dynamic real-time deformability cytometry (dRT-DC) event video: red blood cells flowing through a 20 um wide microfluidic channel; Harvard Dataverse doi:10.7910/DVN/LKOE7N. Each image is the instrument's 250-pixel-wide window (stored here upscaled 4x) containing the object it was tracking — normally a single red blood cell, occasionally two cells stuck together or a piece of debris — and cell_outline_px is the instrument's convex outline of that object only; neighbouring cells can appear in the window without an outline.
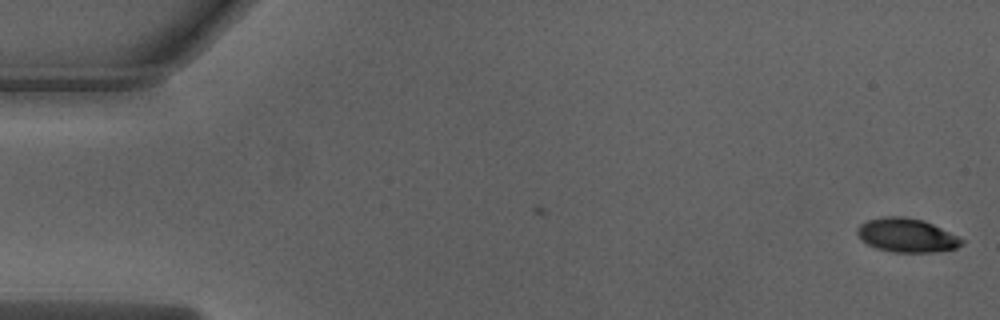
{"species": "Egyptian fruit bat (a non-hibernating species)", "species_latin": "Rousettus aegyptiacus", "temperature_condition": "warm", "stored_images_in_passage": 5, "camera_frame_rate_fps": 3000, "um_per_image_px": 0.085, "animal": {"sex": "male"}, "frame": {"image": 1, "passage_image": 5, "time_ms": 1.333, "image_size_px": [1000, 320], "cell_outline_px": [[964, 244], [956, 248], [940, 252], [892, 252], [876, 248], [860, 240], [856, 232], [856, 228], [860, 224], [868, 220], [884, 216], [904, 216], [924, 220], [960, 236], [964, 240]], "centroid_in_image_um": [77.09, 20.0], "position_along_channel_um": 7.9, "area_um2": 20.98}}